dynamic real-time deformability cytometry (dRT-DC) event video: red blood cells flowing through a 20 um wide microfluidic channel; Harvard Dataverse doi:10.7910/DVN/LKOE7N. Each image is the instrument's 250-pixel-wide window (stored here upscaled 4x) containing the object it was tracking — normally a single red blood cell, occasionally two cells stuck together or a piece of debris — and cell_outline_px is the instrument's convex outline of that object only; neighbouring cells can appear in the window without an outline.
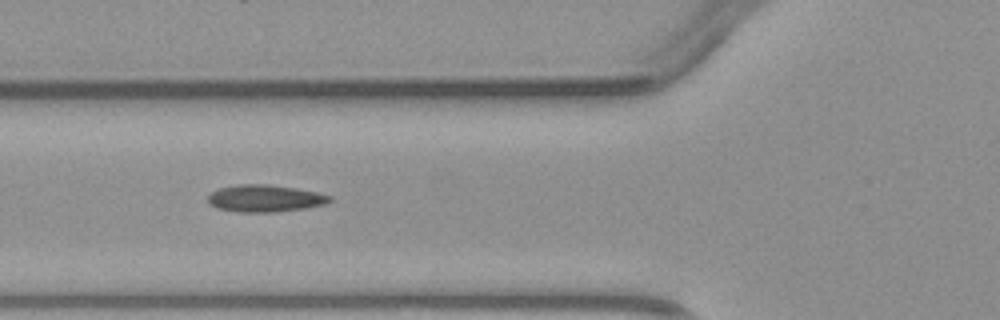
{"species": "common noctule bat (a hibernating species)", "species_latin": "Nyctalus noctula", "temperature_condition": "warm", "stored_images_in_passage": 4, "camera_frame_rate_fps": 3000, "um_per_image_px": 0.085, "animal": {"sex": "male", "body_mass_g": 23.1, "forearm_length_mm": 52.7}, "frame": {"image": 1, "passage_image": 3, "time_ms": 2.333, "image_size_px": [1000, 320], "cell_outline_px": [[332, 200], [324, 204], [304, 208], [272, 212], [240, 212], [220, 208], [212, 204], [208, 200], [208, 196], [212, 192], [220, 188], [236, 184], [268, 184], [296, 188], [316, 192], [332, 196]], "centroid_in_image_um": [22.55, 16.85], "position_along_channel_um": 103.3, "area_um2": 18.96}}
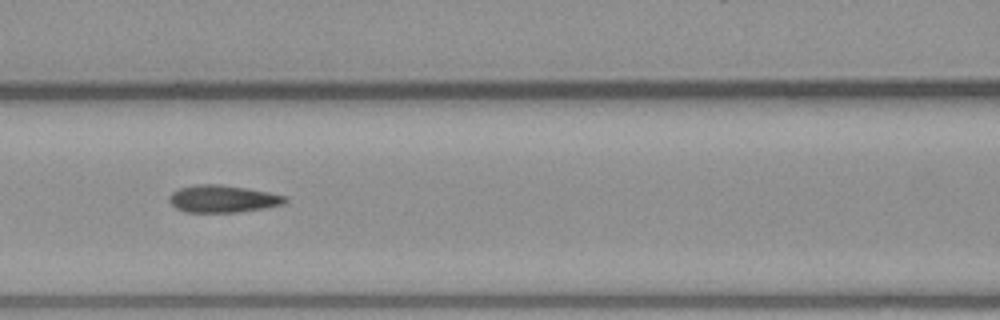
{"frame": {"image": 2, "passage_image": 4, "time_ms": 3.333, "image_size_px": [1000, 320], "cell_outline_px": [[288, 200], [284, 204], [264, 208], [236, 212], [184, 212], [176, 208], [168, 200], [172, 192], [180, 188], [196, 184], [216, 184], [244, 188], [268, 192], [288, 196]], "centroid_in_image_um": [18.94, 16.9], "position_along_channel_um": 147.7, "area_um2": 18.32}}